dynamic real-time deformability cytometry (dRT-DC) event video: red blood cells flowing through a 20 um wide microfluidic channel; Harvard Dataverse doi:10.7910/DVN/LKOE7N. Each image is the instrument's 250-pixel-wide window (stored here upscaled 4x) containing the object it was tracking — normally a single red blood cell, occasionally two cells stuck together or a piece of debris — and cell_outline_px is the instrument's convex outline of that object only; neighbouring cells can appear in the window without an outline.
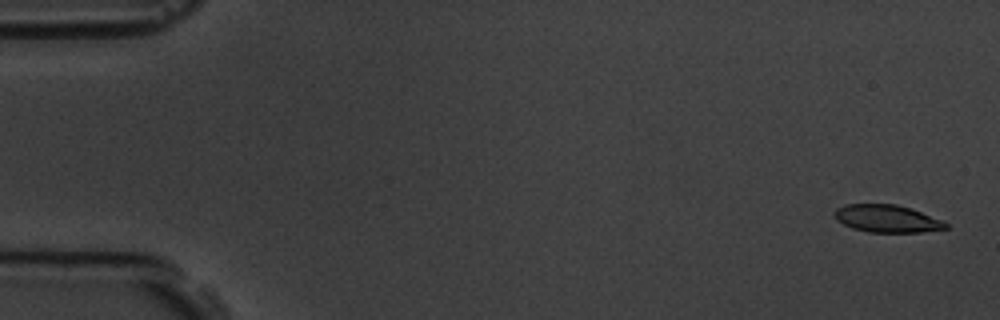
{"species": "common noctule bat (a hibernating species)", "species_latin": "Nyctalus noctula", "temperature_condition": "room temperature", "stored_images_in_passage": 10, "camera_frame_rate_fps": 3000, "um_per_image_px": 0.085, "animal": {"sex": "male", "body_mass_g": 19.5, "forearm_length_mm": 54.6}, "frame": {"image": 1, "passage_image": 1, "time_ms": 0.0, "image_size_px": [1000, 320], "cell_outline_px": [[948, 228], [920, 232], [868, 232], [852, 228], [836, 220], [832, 212], [836, 208], [844, 204], [896, 204], [912, 208], [944, 220], [948, 224]], "centroid_in_image_um": [75.39, 18.57], "position_along_channel_um": 9.6, "area_um2": 18.09}}
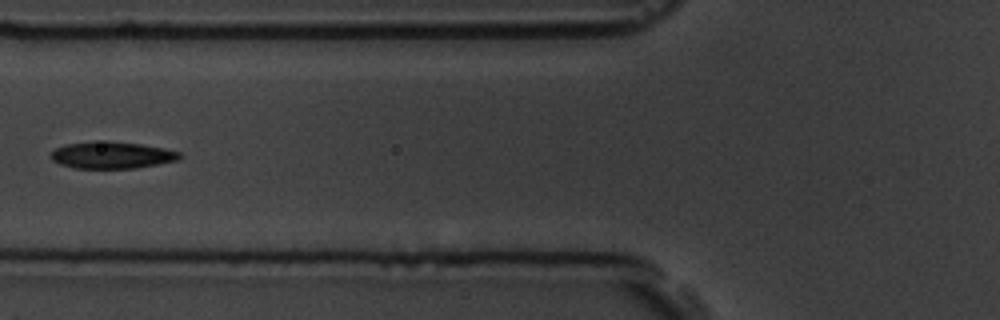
{"frame": {"image": 2, "passage_image": 6, "time_ms": 6.667, "image_size_px": [1000, 320], "cell_outline_px": [[184, 156], [180, 160], [136, 168], [76, 168], [60, 164], [52, 160], [48, 156], [56, 148], [64, 144], [108, 140], [140, 144], [164, 148], [180, 152]], "centroid_in_image_um": [9.53, 13.18], "position_along_channel_um": 116.3, "area_um2": 20.35}}
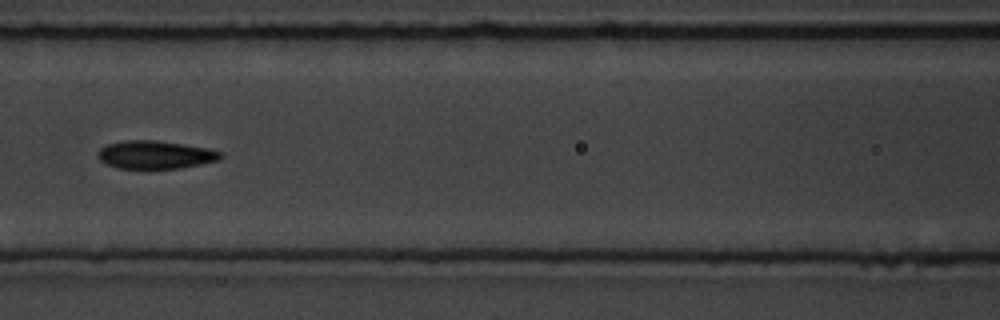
{"frame": {"image": 3, "passage_image": 7, "time_ms": 7.667, "image_size_px": [1000, 320], "cell_outline_px": [[224, 156], [220, 160], [180, 168], [116, 168], [100, 160], [96, 156], [96, 152], [100, 148], [108, 144], [124, 140], [156, 140], [184, 144], [208, 148], [224, 152]], "centroid_in_image_um": [13.22, 13.14], "position_along_channel_um": 153.4, "area_um2": 20.23}}